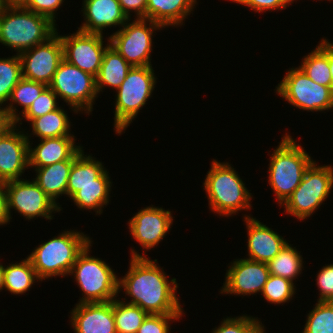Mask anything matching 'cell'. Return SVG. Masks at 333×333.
Segmentation results:
<instances>
[{"mask_svg":"<svg viewBox=\"0 0 333 333\" xmlns=\"http://www.w3.org/2000/svg\"><path fill=\"white\" fill-rule=\"evenodd\" d=\"M130 258L129 270L119 277L118 288L119 293L124 290L132 300L123 298V301L139 306L148 314H185L177 297L176 278L169 280L163 267L157 265V259H149L144 251L141 255L131 249Z\"/></svg>","mask_w":333,"mask_h":333,"instance_id":"6da1fadb","label":"cell"},{"mask_svg":"<svg viewBox=\"0 0 333 333\" xmlns=\"http://www.w3.org/2000/svg\"><path fill=\"white\" fill-rule=\"evenodd\" d=\"M203 182L211 212L231 217L239 211L251 209L252 194L229 162L213 159Z\"/></svg>","mask_w":333,"mask_h":333,"instance_id":"7a4b0ae2","label":"cell"},{"mask_svg":"<svg viewBox=\"0 0 333 333\" xmlns=\"http://www.w3.org/2000/svg\"><path fill=\"white\" fill-rule=\"evenodd\" d=\"M56 25L24 7H4L0 12V43L19 55L46 42L56 33Z\"/></svg>","mask_w":333,"mask_h":333,"instance_id":"3957f363","label":"cell"},{"mask_svg":"<svg viewBox=\"0 0 333 333\" xmlns=\"http://www.w3.org/2000/svg\"><path fill=\"white\" fill-rule=\"evenodd\" d=\"M91 242L89 236L70 229L39 244L28 258L40 281L56 276L65 277L70 274L79 254Z\"/></svg>","mask_w":333,"mask_h":333,"instance_id":"277c9868","label":"cell"},{"mask_svg":"<svg viewBox=\"0 0 333 333\" xmlns=\"http://www.w3.org/2000/svg\"><path fill=\"white\" fill-rule=\"evenodd\" d=\"M272 153L267 180L281 206L299 186L314 160L288 133L282 137Z\"/></svg>","mask_w":333,"mask_h":333,"instance_id":"5b68a950","label":"cell"},{"mask_svg":"<svg viewBox=\"0 0 333 333\" xmlns=\"http://www.w3.org/2000/svg\"><path fill=\"white\" fill-rule=\"evenodd\" d=\"M89 243L79 254L69 275L81 289V303L108 302L119 295V278L104 260L90 256Z\"/></svg>","mask_w":333,"mask_h":333,"instance_id":"8992f818","label":"cell"},{"mask_svg":"<svg viewBox=\"0 0 333 333\" xmlns=\"http://www.w3.org/2000/svg\"><path fill=\"white\" fill-rule=\"evenodd\" d=\"M158 78L152 66L132 67L125 80L116 90L114 130L121 133L133 122L140 109L151 98Z\"/></svg>","mask_w":333,"mask_h":333,"instance_id":"52a82bcc","label":"cell"},{"mask_svg":"<svg viewBox=\"0 0 333 333\" xmlns=\"http://www.w3.org/2000/svg\"><path fill=\"white\" fill-rule=\"evenodd\" d=\"M333 187V166L317 165L314 161L306 170L299 186L281 205L284 212L305 220L328 198Z\"/></svg>","mask_w":333,"mask_h":333,"instance_id":"ba28073f","label":"cell"},{"mask_svg":"<svg viewBox=\"0 0 333 333\" xmlns=\"http://www.w3.org/2000/svg\"><path fill=\"white\" fill-rule=\"evenodd\" d=\"M275 92L300 110H333V88L312 81L300 67L290 68Z\"/></svg>","mask_w":333,"mask_h":333,"instance_id":"9c48e42d","label":"cell"},{"mask_svg":"<svg viewBox=\"0 0 333 333\" xmlns=\"http://www.w3.org/2000/svg\"><path fill=\"white\" fill-rule=\"evenodd\" d=\"M49 87L75 113L85 111L89 115L93 111L98 96L95 77L65 59L60 62Z\"/></svg>","mask_w":333,"mask_h":333,"instance_id":"30bf717a","label":"cell"},{"mask_svg":"<svg viewBox=\"0 0 333 333\" xmlns=\"http://www.w3.org/2000/svg\"><path fill=\"white\" fill-rule=\"evenodd\" d=\"M129 19L110 35V45L132 66H152L153 33L164 28L150 19ZM149 23V24H148Z\"/></svg>","mask_w":333,"mask_h":333,"instance_id":"8fae6325","label":"cell"},{"mask_svg":"<svg viewBox=\"0 0 333 333\" xmlns=\"http://www.w3.org/2000/svg\"><path fill=\"white\" fill-rule=\"evenodd\" d=\"M21 179L5 183L10 220L11 209L16 210L26 220H33L36 217L51 220L53 212H60L63 209L56 205L34 180Z\"/></svg>","mask_w":333,"mask_h":333,"instance_id":"7c38bea8","label":"cell"},{"mask_svg":"<svg viewBox=\"0 0 333 333\" xmlns=\"http://www.w3.org/2000/svg\"><path fill=\"white\" fill-rule=\"evenodd\" d=\"M103 36L102 34L84 33L80 30L71 35H61L64 59L96 78L104 52L110 45L109 37L107 44H103L105 42Z\"/></svg>","mask_w":333,"mask_h":333,"instance_id":"4fadbf2b","label":"cell"},{"mask_svg":"<svg viewBox=\"0 0 333 333\" xmlns=\"http://www.w3.org/2000/svg\"><path fill=\"white\" fill-rule=\"evenodd\" d=\"M56 33L46 42L19 54L22 76L49 86L63 57V44Z\"/></svg>","mask_w":333,"mask_h":333,"instance_id":"5bb4252c","label":"cell"},{"mask_svg":"<svg viewBox=\"0 0 333 333\" xmlns=\"http://www.w3.org/2000/svg\"><path fill=\"white\" fill-rule=\"evenodd\" d=\"M11 123L0 134V182L21 179L29 169V141L24 130Z\"/></svg>","mask_w":333,"mask_h":333,"instance_id":"9a60e30c","label":"cell"},{"mask_svg":"<svg viewBox=\"0 0 333 333\" xmlns=\"http://www.w3.org/2000/svg\"><path fill=\"white\" fill-rule=\"evenodd\" d=\"M225 275L221 294L250 296L262 293L270 275L267 263L247 259H234Z\"/></svg>","mask_w":333,"mask_h":333,"instance_id":"2e32d148","label":"cell"},{"mask_svg":"<svg viewBox=\"0 0 333 333\" xmlns=\"http://www.w3.org/2000/svg\"><path fill=\"white\" fill-rule=\"evenodd\" d=\"M171 212L150 205L129 219L130 235L143 247L142 250L146 252L156 247L171 230L170 226L174 222Z\"/></svg>","mask_w":333,"mask_h":333,"instance_id":"e0dca14e","label":"cell"},{"mask_svg":"<svg viewBox=\"0 0 333 333\" xmlns=\"http://www.w3.org/2000/svg\"><path fill=\"white\" fill-rule=\"evenodd\" d=\"M70 314L71 327L75 333H117L113 300L77 303Z\"/></svg>","mask_w":333,"mask_h":333,"instance_id":"ac0fdd59","label":"cell"},{"mask_svg":"<svg viewBox=\"0 0 333 333\" xmlns=\"http://www.w3.org/2000/svg\"><path fill=\"white\" fill-rule=\"evenodd\" d=\"M243 218L248 232L247 259L268 263L285 246L286 239L251 215Z\"/></svg>","mask_w":333,"mask_h":333,"instance_id":"d6986e66","label":"cell"},{"mask_svg":"<svg viewBox=\"0 0 333 333\" xmlns=\"http://www.w3.org/2000/svg\"><path fill=\"white\" fill-rule=\"evenodd\" d=\"M84 23L78 30L84 33L102 34L106 28L123 26L129 18L118 0H83Z\"/></svg>","mask_w":333,"mask_h":333,"instance_id":"ffe728a7","label":"cell"},{"mask_svg":"<svg viewBox=\"0 0 333 333\" xmlns=\"http://www.w3.org/2000/svg\"><path fill=\"white\" fill-rule=\"evenodd\" d=\"M103 163L91 155H85L83 147L75 153V161L71 167L66 191V197L71 198L81 186L112 185L109 171Z\"/></svg>","mask_w":333,"mask_h":333,"instance_id":"44dd1931","label":"cell"},{"mask_svg":"<svg viewBox=\"0 0 333 333\" xmlns=\"http://www.w3.org/2000/svg\"><path fill=\"white\" fill-rule=\"evenodd\" d=\"M26 134L29 141V167L33 169L69 160L82 147L75 144V136H62L41 139L40 143L32 148L31 134Z\"/></svg>","mask_w":333,"mask_h":333,"instance_id":"7402d4cb","label":"cell"},{"mask_svg":"<svg viewBox=\"0 0 333 333\" xmlns=\"http://www.w3.org/2000/svg\"><path fill=\"white\" fill-rule=\"evenodd\" d=\"M197 3V0H148L146 19L159 23L164 28L180 27Z\"/></svg>","mask_w":333,"mask_h":333,"instance_id":"603a6c76","label":"cell"},{"mask_svg":"<svg viewBox=\"0 0 333 333\" xmlns=\"http://www.w3.org/2000/svg\"><path fill=\"white\" fill-rule=\"evenodd\" d=\"M74 161L75 154L69 160L35 168L36 178L33 180L60 208L57 198L66 195L69 173Z\"/></svg>","mask_w":333,"mask_h":333,"instance_id":"cb8c5ba5","label":"cell"},{"mask_svg":"<svg viewBox=\"0 0 333 333\" xmlns=\"http://www.w3.org/2000/svg\"><path fill=\"white\" fill-rule=\"evenodd\" d=\"M132 66L109 45L103 55L102 64L96 79V90L99 94L109 86L117 90L125 80Z\"/></svg>","mask_w":333,"mask_h":333,"instance_id":"d4e9b609","label":"cell"},{"mask_svg":"<svg viewBox=\"0 0 333 333\" xmlns=\"http://www.w3.org/2000/svg\"><path fill=\"white\" fill-rule=\"evenodd\" d=\"M314 82L332 87V78L328 59V40L322 38L318 46L302 58L299 66Z\"/></svg>","mask_w":333,"mask_h":333,"instance_id":"484cf974","label":"cell"},{"mask_svg":"<svg viewBox=\"0 0 333 333\" xmlns=\"http://www.w3.org/2000/svg\"><path fill=\"white\" fill-rule=\"evenodd\" d=\"M45 84L22 78L12 90L9 103L3 107L9 121L15 123L20 115H23L33 102L39 97L40 93L46 88ZM15 104L22 107L21 114Z\"/></svg>","mask_w":333,"mask_h":333,"instance_id":"4316f807","label":"cell"},{"mask_svg":"<svg viewBox=\"0 0 333 333\" xmlns=\"http://www.w3.org/2000/svg\"><path fill=\"white\" fill-rule=\"evenodd\" d=\"M61 106L43 116L37 117L30 122L32 127V135L45 138H57L62 136H74L71 134L70 119Z\"/></svg>","mask_w":333,"mask_h":333,"instance_id":"83f0119b","label":"cell"},{"mask_svg":"<svg viewBox=\"0 0 333 333\" xmlns=\"http://www.w3.org/2000/svg\"><path fill=\"white\" fill-rule=\"evenodd\" d=\"M3 280L4 289L15 295L30 291L31 286L40 281L28 257L20 263L3 266Z\"/></svg>","mask_w":333,"mask_h":333,"instance_id":"f1b7e54d","label":"cell"},{"mask_svg":"<svg viewBox=\"0 0 333 333\" xmlns=\"http://www.w3.org/2000/svg\"><path fill=\"white\" fill-rule=\"evenodd\" d=\"M300 253L287 242L281 251L267 263L269 273L293 282L302 273L303 269L304 262Z\"/></svg>","mask_w":333,"mask_h":333,"instance_id":"f546056e","label":"cell"},{"mask_svg":"<svg viewBox=\"0 0 333 333\" xmlns=\"http://www.w3.org/2000/svg\"><path fill=\"white\" fill-rule=\"evenodd\" d=\"M113 314L117 333H137L139 327L149 315L135 304L123 299H113Z\"/></svg>","mask_w":333,"mask_h":333,"instance_id":"4dcf8cb0","label":"cell"},{"mask_svg":"<svg viewBox=\"0 0 333 333\" xmlns=\"http://www.w3.org/2000/svg\"><path fill=\"white\" fill-rule=\"evenodd\" d=\"M112 185H88L81 186L70 199L80 210H94L96 214H102L104 205L109 204Z\"/></svg>","mask_w":333,"mask_h":333,"instance_id":"1f68e13d","label":"cell"},{"mask_svg":"<svg viewBox=\"0 0 333 333\" xmlns=\"http://www.w3.org/2000/svg\"><path fill=\"white\" fill-rule=\"evenodd\" d=\"M22 78L21 60L18 54L7 59L0 58V107L6 105L12 90Z\"/></svg>","mask_w":333,"mask_h":333,"instance_id":"d6a6232c","label":"cell"},{"mask_svg":"<svg viewBox=\"0 0 333 333\" xmlns=\"http://www.w3.org/2000/svg\"><path fill=\"white\" fill-rule=\"evenodd\" d=\"M302 333H333V302L317 301L307 314Z\"/></svg>","mask_w":333,"mask_h":333,"instance_id":"836d02e7","label":"cell"},{"mask_svg":"<svg viewBox=\"0 0 333 333\" xmlns=\"http://www.w3.org/2000/svg\"><path fill=\"white\" fill-rule=\"evenodd\" d=\"M295 284L289 279L270 274L264 285L262 295L271 304H281L293 300L296 290Z\"/></svg>","mask_w":333,"mask_h":333,"instance_id":"e575fe53","label":"cell"},{"mask_svg":"<svg viewBox=\"0 0 333 333\" xmlns=\"http://www.w3.org/2000/svg\"><path fill=\"white\" fill-rule=\"evenodd\" d=\"M265 326L256 317L242 315L227 317L211 333H266Z\"/></svg>","mask_w":333,"mask_h":333,"instance_id":"d590c367","label":"cell"},{"mask_svg":"<svg viewBox=\"0 0 333 333\" xmlns=\"http://www.w3.org/2000/svg\"><path fill=\"white\" fill-rule=\"evenodd\" d=\"M57 98L58 96L56 93L49 86H47L40 93L39 97L33 102V104L28 108V110L23 115H21L23 117L20 116L14 124H22L21 120H23V118L26 119V121L29 123L37 117L56 110L59 107Z\"/></svg>","mask_w":333,"mask_h":333,"instance_id":"8d00e7d4","label":"cell"},{"mask_svg":"<svg viewBox=\"0 0 333 333\" xmlns=\"http://www.w3.org/2000/svg\"><path fill=\"white\" fill-rule=\"evenodd\" d=\"M182 316L183 314H149L137 333H170L171 321H179Z\"/></svg>","mask_w":333,"mask_h":333,"instance_id":"74e56055","label":"cell"},{"mask_svg":"<svg viewBox=\"0 0 333 333\" xmlns=\"http://www.w3.org/2000/svg\"><path fill=\"white\" fill-rule=\"evenodd\" d=\"M318 272L316 283L320 293L317 301L333 302V264H325Z\"/></svg>","mask_w":333,"mask_h":333,"instance_id":"f35d334b","label":"cell"},{"mask_svg":"<svg viewBox=\"0 0 333 333\" xmlns=\"http://www.w3.org/2000/svg\"><path fill=\"white\" fill-rule=\"evenodd\" d=\"M229 1V0H228ZM231 2L245 5L255 12H266L285 9L295 0H230Z\"/></svg>","mask_w":333,"mask_h":333,"instance_id":"ab89813d","label":"cell"},{"mask_svg":"<svg viewBox=\"0 0 333 333\" xmlns=\"http://www.w3.org/2000/svg\"><path fill=\"white\" fill-rule=\"evenodd\" d=\"M65 0H29L24 7L27 10L33 11L36 14L48 17L56 24V13Z\"/></svg>","mask_w":333,"mask_h":333,"instance_id":"60d3db41","label":"cell"},{"mask_svg":"<svg viewBox=\"0 0 333 333\" xmlns=\"http://www.w3.org/2000/svg\"><path fill=\"white\" fill-rule=\"evenodd\" d=\"M123 12L127 15L129 19H131L130 13H134V17L136 18H144L146 19V8L148 0H118Z\"/></svg>","mask_w":333,"mask_h":333,"instance_id":"b9f144b4","label":"cell"},{"mask_svg":"<svg viewBox=\"0 0 333 333\" xmlns=\"http://www.w3.org/2000/svg\"><path fill=\"white\" fill-rule=\"evenodd\" d=\"M10 222L5 183L0 182V226Z\"/></svg>","mask_w":333,"mask_h":333,"instance_id":"7bdbcfd3","label":"cell"},{"mask_svg":"<svg viewBox=\"0 0 333 333\" xmlns=\"http://www.w3.org/2000/svg\"><path fill=\"white\" fill-rule=\"evenodd\" d=\"M29 0H1L4 7H25Z\"/></svg>","mask_w":333,"mask_h":333,"instance_id":"ee69618b","label":"cell"},{"mask_svg":"<svg viewBox=\"0 0 333 333\" xmlns=\"http://www.w3.org/2000/svg\"><path fill=\"white\" fill-rule=\"evenodd\" d=\"M11 122L9 121L6 113L3 111L2 107H0V134L5 131Z\"/></svg>","mask_w":333,"mask_h":333,"instance_id":"f6af8a7d","label":"cell"},{"mask_svg":"<svg viewBox=\"0 0 333 333\" xmlns=\"http://www.w3.org/2000/svg\"><path fill=\"white\" fill-rule=\"evenodd\" d=\"M328 59H329V68L332 78V88H333V42L328 40Z\"/></svg>","mask_w":333,"mask_h":333,"instance_id":"bcb514c9","label":"cell"},{"mask_svg":"<svg viewBox=\"0 0 333 333\" xmlns=\"http://www.w3.org/2000/svg\"><path fill=\"white\" fill-rule=\"evenodd\" d=\"M4 290L3 265L0 262V291Z\"/></svg>","mask_w":333,"mask_h":333,"instance_id":"7dc6e473","label":"cell"},{"mask_svg":"<svg viewBox=\"0 0 333 333\" xmlns=\"http://www.w3.org/2000/svg\"><path fill=\"white\" fill-rule=\"evenodd\" d=\"M3 8H4V6L2 5L1 0H0V12Z\"/></svg>","mask_w":333,"mask_h":333,"instance_id":"c3c4849f","label":"cell"}]
</instances>
